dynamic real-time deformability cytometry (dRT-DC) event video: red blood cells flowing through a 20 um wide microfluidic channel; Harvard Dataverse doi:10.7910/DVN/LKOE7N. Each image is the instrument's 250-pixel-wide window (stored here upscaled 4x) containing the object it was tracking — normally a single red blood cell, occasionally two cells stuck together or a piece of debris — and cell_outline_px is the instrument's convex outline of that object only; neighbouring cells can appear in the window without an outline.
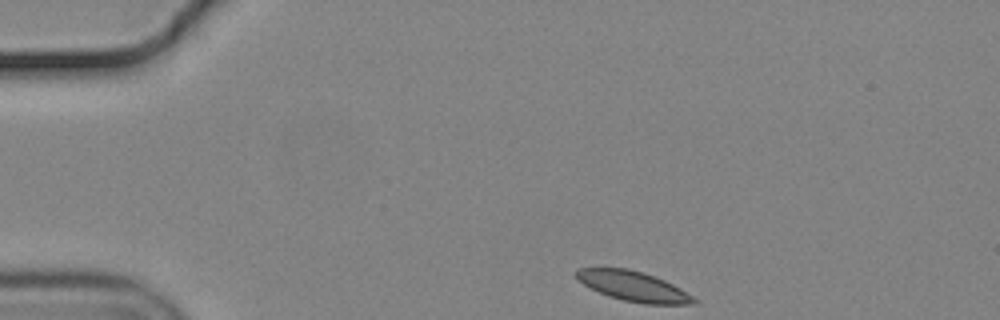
{"species": "common noctule bat (a hibernating species)", "species_latin": "Nyctalus noctula", "temperature_condition": "cold", "stored_images_in_passage": 9, "camera_frame_rate_fps": 3000, "um_per_image_px": 0.085, "animal": {"sex": "male", "body_mass_g": 19.2, "forearm_length_mm": 51.8}, "frame": {"image": 1, "passage_image": 1, "time_ms": 0.0, "image_size_px": [1000, 320], "cell_outline_px": [[700, 304], [644, 304], [624, 300], [608, 296], [584, 284], [576, 276], [576, 268], [628, 268], [644, 272], [664, 280], [680, 288], [700, 300]], "centroid_in_image_um": [53.91, 24.34], "position_along_channel_um": 31.1, "area_um2": 20.46}}